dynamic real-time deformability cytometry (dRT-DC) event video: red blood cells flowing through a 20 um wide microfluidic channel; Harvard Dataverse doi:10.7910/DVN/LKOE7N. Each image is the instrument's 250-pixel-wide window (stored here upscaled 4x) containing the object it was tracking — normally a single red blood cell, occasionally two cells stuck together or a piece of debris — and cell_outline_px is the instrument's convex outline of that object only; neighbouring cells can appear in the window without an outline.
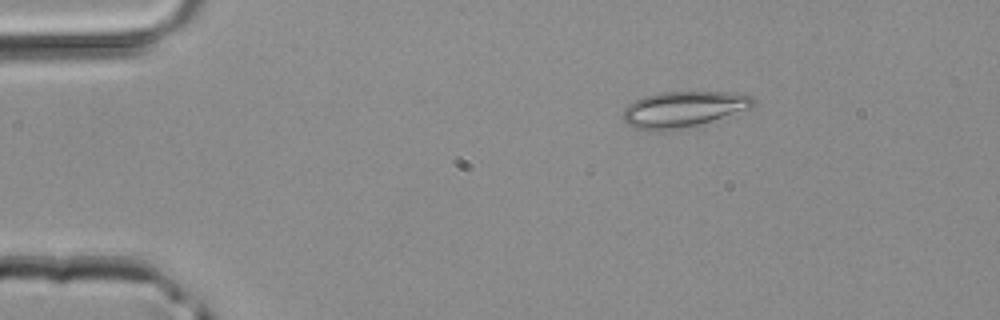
{"species": "common noctule bat (a hibernating species)", "species_latin": "Nyctalus noctula", "temperature_condition": "room temperature", "stored_images_in_passage": 2, "camera_frame_rate_fps": 3000, "um_per_image_px": 0.085, "animal": {"sex": "male", "body_mass_g": 20.4}, "frame": {"image": 1, "passage_image": 1, "time_ms": 0.0, "image_size_px": [1000, 320], "cell_outline_px": [[756, 104], [752, 108], [668, 132], [656, 132], [632, 128], [624, 124], [620, 116], [624, 108], [628, 104], [644, 96], [660, 92], [728, 92], [752, 96], [756, 100]], "centroid_in_image_um": [57.99, 9.3], "position_along_channel_um": 27.0, "area_um2": 27.57}}